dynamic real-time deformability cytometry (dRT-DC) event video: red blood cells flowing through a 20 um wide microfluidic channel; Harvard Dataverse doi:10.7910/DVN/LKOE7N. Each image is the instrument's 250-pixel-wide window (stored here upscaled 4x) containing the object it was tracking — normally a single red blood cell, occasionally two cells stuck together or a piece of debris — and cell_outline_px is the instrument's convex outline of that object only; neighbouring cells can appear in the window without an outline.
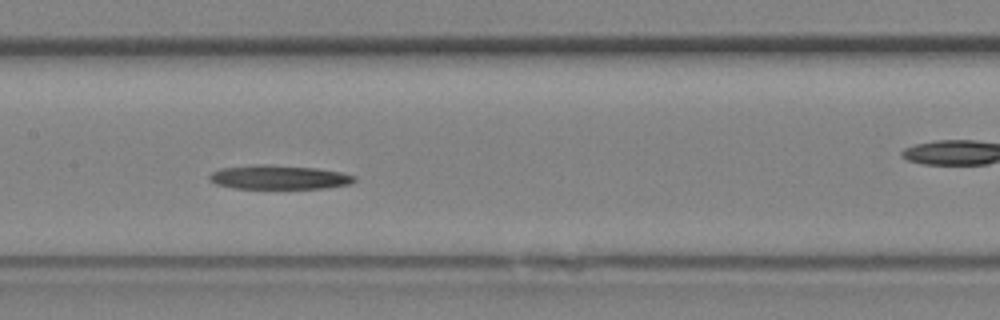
{"species": "Egyptian fruit bat (a non-hibernating species)", "species_latin": "Rousettus aegyptiacus", "temperature_condition": "room temperature", "stored_images_in_passage": 24, "camera_frame_rate_fps": 3000, "um_per_image_px": 0.085, "animal": {"sex": "female"}, "frame": {"image": 1, "passage_image": 11, "time_ms": 3.333, "image_size_px": [1000, 320], "cell_outline_px": [[356, 180], [348, 184], [324, 188], [236, 188], [216, 184], [208, 180], [208, 176], [212, 172], [220, 168], [256, 164], [268, 164], [316, 168], [340, 172], [356, 176]], "centroid_in_image_um": [23.67, 15.05], "position_along_channel_um": 183.7, "area_um2": 20.29}}
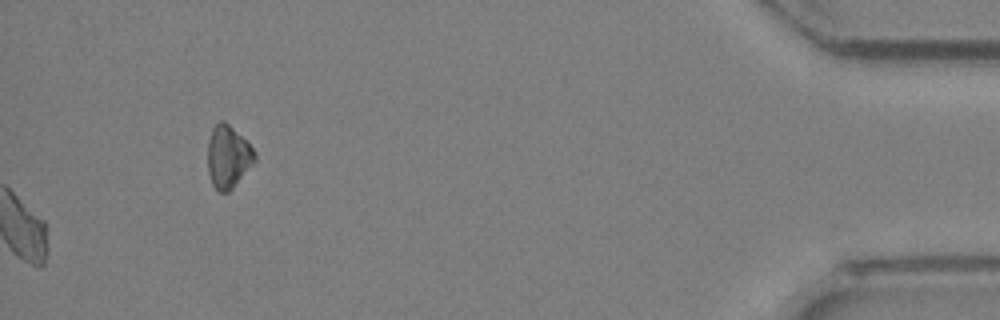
{"frame": {"image": 2, "passage_image": 24, "time_ms": 7.667, "image_size_px": [1000, 320], "cell_outline_px": [[256, 160], [232, 188], [228, 192], [216, 192], [212, 184], [208, 172], [208, 140], [212, 128], [220, 120], [224, 120], [256, 152]], "centroid_in_image_um": [19.36, 13.35], "position_along_channel_um": 415.8, "area_um2": 16.94}}